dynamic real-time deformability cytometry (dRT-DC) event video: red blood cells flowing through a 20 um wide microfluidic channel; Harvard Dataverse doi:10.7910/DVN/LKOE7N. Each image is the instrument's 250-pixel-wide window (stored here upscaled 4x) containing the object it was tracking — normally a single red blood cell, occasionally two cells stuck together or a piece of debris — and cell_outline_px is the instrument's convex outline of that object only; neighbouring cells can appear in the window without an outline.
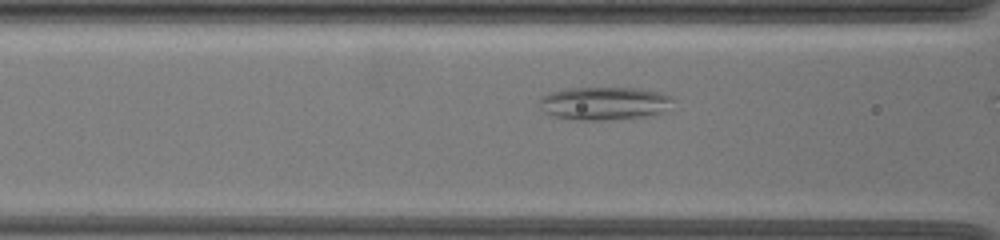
{"species": "common noctule bat (a hibernating species)", "species_latin": "Nyctalus noctula", "temperature_condition": "warm", "stored_images_in_passage": 18, "camera_frame_rate_fps": 3000, "um_per_image_px": 0.085, "animal": {"sex": "female", "body_mass_g": 19.5, "forearm_length_mm": 54.1}, "frame": {"image": 1, "passage_image": 16, "time_ms": 5.0, "image_size_px": [1000, 240], "cell_outline_px": [[672, 100], [652, 116], [604, 120], [580, 120], [552, 116], [548, 112], [540, 100], [544, 96], [552, 92], [564, 88], [640, 88], [656, 92], [668, 96]], "centroid_in_image_um": [51.32, 8.78], "position_along_channel_um": 115.3, "area_um2": 24.85}}